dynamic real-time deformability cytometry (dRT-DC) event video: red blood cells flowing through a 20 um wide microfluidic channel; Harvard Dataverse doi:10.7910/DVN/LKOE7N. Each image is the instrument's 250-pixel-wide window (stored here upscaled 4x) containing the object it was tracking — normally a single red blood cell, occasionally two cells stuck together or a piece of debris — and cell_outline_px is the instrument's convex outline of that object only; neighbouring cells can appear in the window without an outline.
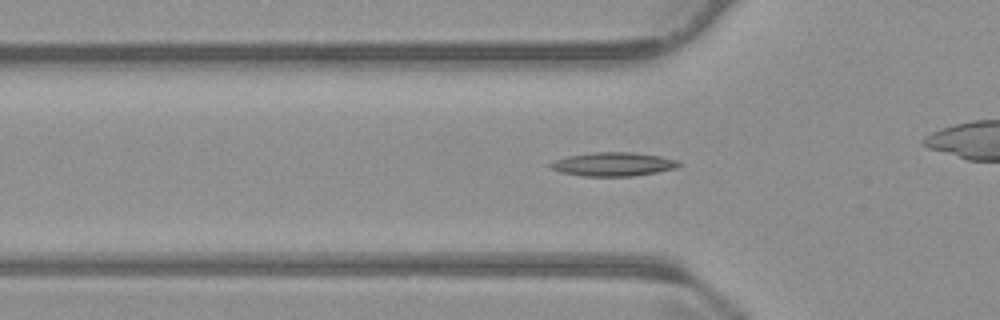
{"species": "common noctule bat (a hibernating species)", "species_latin": "Nyctalus noctula", "temperature_condition": "warm", "stored_images_in_passage": 36, "camera_frame_rate_fps": 3000, "um_per_image_px": 0.085, "animal": {"sex": "male", "body_mass_g": 23.1, "forearm_length_mm": 52.7}, "frame": {"image": 1, "passage_image": 10, "time_ms": 3.0, "image_size_px": [1000, 320], "cell_outline_px": [[684, 164], [676, 168], [656, 172], [632, 176], [584, 176], [560, 172], [552, 168], [548, 164], [556, 160], [568, 156], [592, 152], [632, 152], [660, 156], [680, 160]], "centroid_in_image_um": [52.18, 13.95], "position_along_channel_um": 73.6, "area_um2": 17.8}}
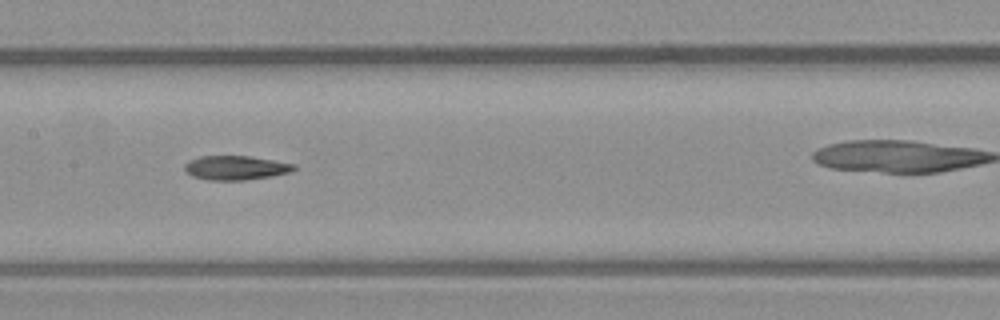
{"frame": {"image": 2, "passage_image": 19, "time_ms": 6.0, "image_size_px": [1000, 320], "cell_outline_px": [[296, 168], [288, 172], [272, 176], [244, 180], [208, 180], [192, 176], [184, 168], [184, 164], [188, 160], [200, 156], [252, 156], [296, 164]], "centroid_in_image_um": [20.02, 14.25], "position_along_channel_um": 187.4, "area_um2": 15.43}}
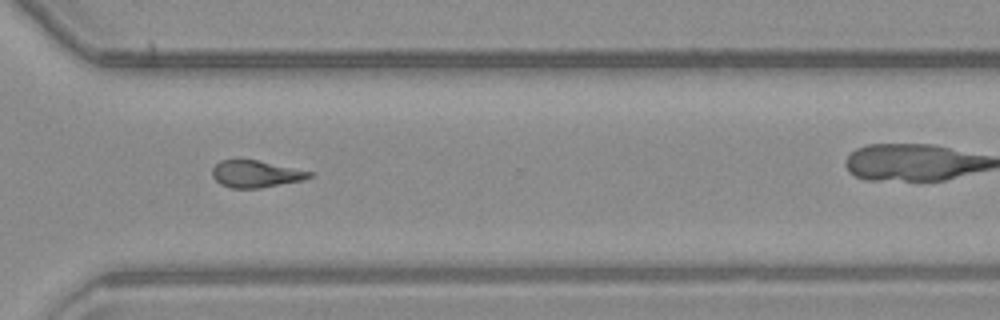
{"frame": {"image": 3, "passage_image": 32, "time_ms": 10.333, "image_size_px": [1000, 320], "cell_outline_px": [[312, 176], [304, 180], [260, 188], [232, 188], [220, 184], [212, 176], [212, 168], [220, 160], [256, 160], [312, 172]], "centroid_in_image_um": [21.72, 14.79], "position_along_channel_um": 348.9, "area_um2": 15.09}}